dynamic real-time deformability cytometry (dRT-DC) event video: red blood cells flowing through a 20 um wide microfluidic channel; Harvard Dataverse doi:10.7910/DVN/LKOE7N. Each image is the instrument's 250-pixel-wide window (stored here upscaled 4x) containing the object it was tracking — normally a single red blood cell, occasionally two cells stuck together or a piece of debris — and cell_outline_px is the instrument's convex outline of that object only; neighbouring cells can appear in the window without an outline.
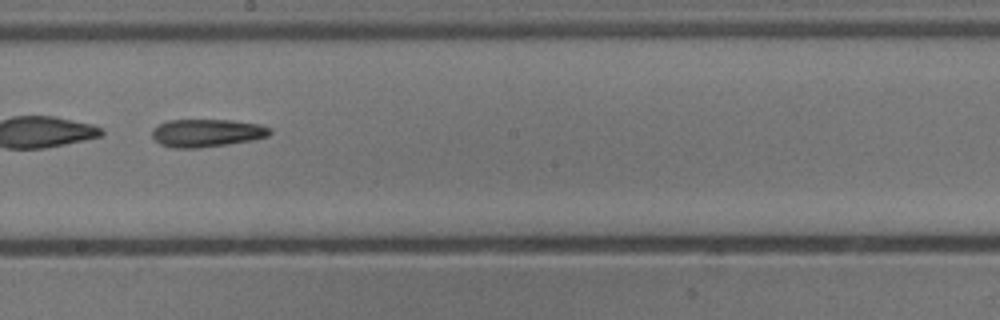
{"species": "common noctule bat (a hibernating species)", "species_latin": "Nyctalus noctula", "temperature_condition": "cold", "stored_images_in_passage": 52, "camera_frame_rate_fps": 3000, "um_per_image_px": 0.085, "animal": {"sex": "male", "body_mass_g": 13.3}, "frame": {"image": 1, "passage_image": 30, "time_ms": 9.667, "image_size_px": [1000, 320], "cell_outline_px": [[272, 132], [268, 136], [252, 140], [228, 144], [200, 148], [172, 148], [160, 144], [152, 136], [152, 128], [156, 124], [168, 120], [232, 120], [260, 124], [272, 128]], "centroid_in_image_um": [17.57, 11.3], "position_along_channel_um": 230.6, "area_um2": 19.36}}